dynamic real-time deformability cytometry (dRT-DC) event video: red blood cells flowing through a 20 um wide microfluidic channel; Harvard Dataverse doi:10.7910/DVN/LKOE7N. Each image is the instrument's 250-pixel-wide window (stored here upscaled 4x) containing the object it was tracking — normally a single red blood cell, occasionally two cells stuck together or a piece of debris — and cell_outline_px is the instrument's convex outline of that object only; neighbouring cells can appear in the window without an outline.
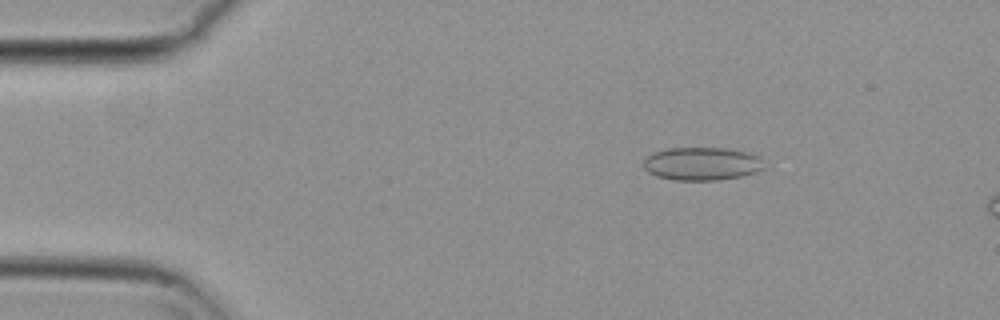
{"species": "common noctule bat (a hibernating species)", "species_latin": "Nyctalus noctula", "temperature_condition": "cold", "stored_images_in_passage": 10, "camera_frame_rate_fps": 3000, "um_per_image_px": 0.085, "animal": {"sex": "female", "body_mass_g": 29.2, "forearm_length_mm": 56.3}, "frame": {"image": 1, "passage_image": 4, "time_ms": 1.0, "image_size_px": [1000, 320], "cell_outline_px": [[764, 168], [756, 172], [740, 176], [720, 180], [672, 180], [656, 176], [648, 172], [644, 168], [644, 160], [652, 152], [668, 148], [724, 148], [744, 152], [760, 156]], "centroid_in_image_um": [59.63, 13.92], "position_along_channel_um": 25.4, "area_um2": 23.24}}